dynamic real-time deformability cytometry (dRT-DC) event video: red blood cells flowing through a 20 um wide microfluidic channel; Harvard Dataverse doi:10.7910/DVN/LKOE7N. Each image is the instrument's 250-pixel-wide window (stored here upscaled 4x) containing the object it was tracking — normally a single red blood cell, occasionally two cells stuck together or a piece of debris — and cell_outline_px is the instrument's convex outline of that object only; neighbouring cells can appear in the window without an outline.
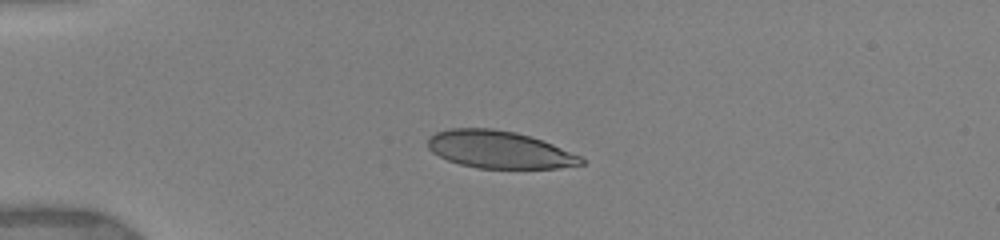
{"species": "human", "species_latin": "Homo sapiens", "temperature_condition": "warm", "stored_images_in_passage": 18, "camera_frame_rate_fps": 3000, "um_per_image_px": 0.085, "donor": {"sex": "female"}, "frame": {"image": 1, "passage_image": 11, "time_ms": 3.667, "image_size_px": [1000, 240], "cell_outline_px": [[584, 164], [560, 168], [476, 168], [460, 164], [448, 160], [432, 152], [428, 148], [428, 136], [436, 132], [448, 128], [492, 128], [516, 132], [532, 136], [552, 144], [580, 156], [584, 160]], "centroid_in_image_um": [42.41, 12.71], "position_along_channel_um": 42.6, "area_um2": 33.47}}